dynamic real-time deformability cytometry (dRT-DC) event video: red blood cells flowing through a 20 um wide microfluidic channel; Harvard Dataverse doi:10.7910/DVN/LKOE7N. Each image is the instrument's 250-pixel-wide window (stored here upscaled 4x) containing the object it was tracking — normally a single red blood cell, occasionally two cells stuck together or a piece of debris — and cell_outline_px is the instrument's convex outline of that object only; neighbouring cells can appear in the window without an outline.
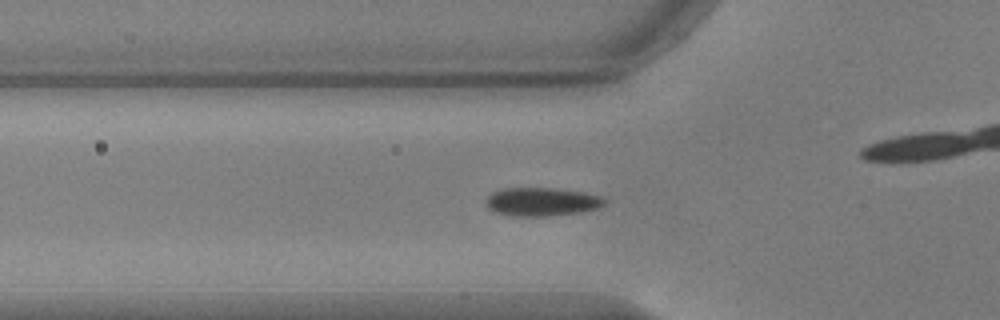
{"species": "common noctule bat (a hibernating species)", "species_latin": "Nyctalus noctula", "temperature_condition": "warm", "stored_images_in_passage": 40, "camera_frame_rate_fps": 3000, "um_per_image_px": 0.085, "animal": {"sex": "male", "body_mass_g": 17.9, "forearm_length_mm": 54.2}, "frame": {"image": 1, "passage_image": 8, "time_ms": 2.333, "image_size_px": [1000, 320], "cell_outline_px": [[604, 204], [596, 208], [580, 212], [548, 216], [512, 216], [496, 212], [488, 208], [488, 196], [492, 192], [504, 188], [556, 188], [584, 192], [600, 196], [604, 200]], "centroid_in_image_um": [46.04, 17.14], "position_along_channel_um": 79.8, "area_um2": 19.42}}
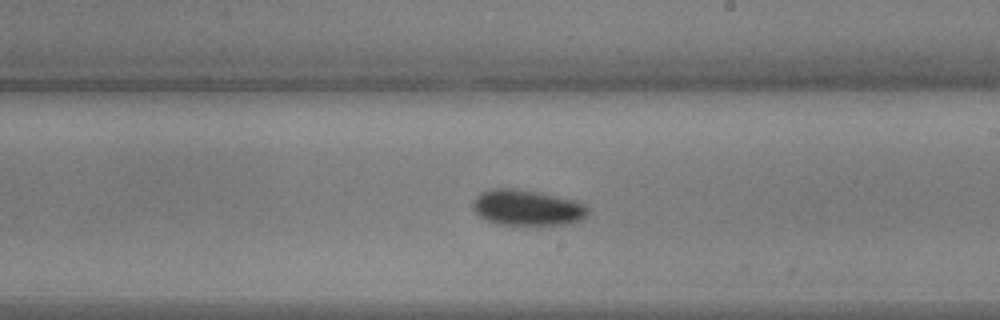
{"frame": {"image": 2, "passage_image": 17, "time_ms": 5.333, "image_size_px": [1000, 320], "cell_outline_px": [[588, 212], [580, 220], [568, 224], [512, 228], [496, 224], [480, 216], [472, 208], [472, 200], [480, 192], [492, 188], [520, 188], [540, 192], [576, 200], [584, 204], [588, 208]], "centroid_in_image_um": [44.77, 17.68], "position_along_channel_um": 244.2, "area_um2": 25.09}}
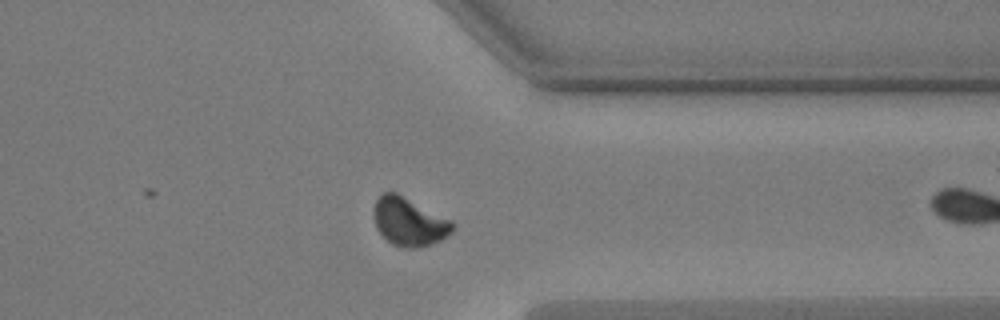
{"frame": {"image": 3, "passage_image": 28, "time_ms": 9.0, "image_size_px": [1000, 320], "cell_outline_px": [[456, 228], [448, 236], [440, 240], [420, 248], [404, 248], [392, 244], [376, 228], [372, 212], [372, 208], [380, 192], [396, 192], [452, 220], [456, 224]], "centroid_in_image_um": [34.77, 18.84], "position_along_channel_um": 376.6, "area_um2": 22.54}}